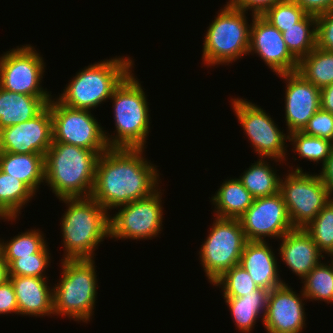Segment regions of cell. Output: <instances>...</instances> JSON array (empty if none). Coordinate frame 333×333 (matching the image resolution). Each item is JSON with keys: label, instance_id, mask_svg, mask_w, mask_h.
<instances>
[{"label": "cell", "instance_id": "cell-1", "mask_svg": "<svg viewBox=\"0 0 333 333\" xmlns=\"http://www.w3.org/2000/svg\"><path fill=\"white\" fill-rule=\"evenodd\" d=\"M145 149L108 148L99 156L91 197L107 212L162 188L161 173L145 158Z\"/></svg>", "mask_w": 333, "mask_h": 333}, {"label": "cell", "instance_id": "cell-2", "mask_svg": "<svg viewBox=\"0 0 333 333\" xmlns=\"http://www.w3.org/2000/svg\"><path fill=\"white\" fill-rule=\"evenodd\" d=\"M59 201L67 206L60 219L64 247L61 260L94 259L99 244L110 238V212L91 196Z\"/></svg>", "mask_w": 333, "mask_h": 333}, {"label": "cell", "instance_id": "cell-3", "mask_svg": "<svg viewBox=\"0 0 333 333\" xmlns=\"http://www.w3.org/2000/svg\"><path fill=\"white\" fill-rule=\"evenodd\" d=\"M103 152L52 142L44 156L45 186L57 199L90 197L97 161Z\"/></svg>", "mask_w": 333, "mask_h": 333}, {"label": "cell", "instance_id": "cell-4", "mask_svg": "<svg viewBox=\"0 0 333 333\" xmlns=\"http://www.w3.org/2000/svg\"><path fill=\"white\" fill-rule=\"evenodd\" d=\"M132 70L114 89L112 101L115 131L104 129L109 148H146L150 132V108L146 92ZM140 82V83H139Z\"/></svg>", "mask_w": 333, "mask_h": 333}, {"label": "cell", "instance_id": "cell-5", "mask_svg": "<svg viewBox=\"0 0 333 333\" xmlns=\"http://www.w3.org/2000/svg\"><path fill=\"white\" fill-rule=\"evenodd\" d=\"M134 62L129 56L119 55L89 64L76 72L56 97L66 106L93 111L111 98L114 89L134 69Z\"/></svg>", "mask_w": 333, "mask_h": 333}, {"label": "cell", "instance_id": "cell-6", "mask_svg": "<svg viewBox=\"0 0 333 333\" xmlns=\"http://www.w3.org/2000/svg\"><path fill=\"white\" fill-rule=\"evenodd\" d=\"M94 260H61V277L53 286L54 316L78 323L92 321L100 287Z\"/></svg>", "mask_w": 333, "mask_h": 333}, {"label": "cell", "instance_id": "cell-7", "mask_svg": "<svg viewBox=\"0 0 333 333\" xmlns=\"http://www.w3.org/2000/svg\"><path fill=\"white\" fill-rule=\"evenodd\" d=\"M247 12L227 3L209 23L202 47V65H229L248 55L251 23Z\"/></svg>", "mask_w": 333, "mask_h": 333}, {"label": "cell", "instance_id": "cell-8", "mask_svg": "<svg viewBox=\"0 0 333 333\" xmlns=\"http://www.w3.org/2000/svg\"><path fill=\"white\" fill-rule=\"evenodd\" d=\"M215 218L198 250L199 262L212 285L226 271L240 263L248 240L239 219Z\"/></svg>", "mask_w": 333, "mask_h": 333}, {"label": "cell", "instance_id": "cell-9", "mask_svg": "<svg viewBox=\"0 0 333 333\" xmlns=\"http://www.w3.org/2000/svg\"><path fill=\"white\" fill-rule=\"evenodd\" d=\"M289 165L281 176L280 194L283 197L293 228H305L331 199L319 174L303 172L302 167Z\"/></svg>", "mask_w": 333, "mask_h": 333}, {"label": "cell", "instance_id": "cell-10", "mask_svg": "<svg viewBox=\"0 0 333 333\" xmlns=\"http://www.w3.org/2000/svg\"><path fill=\"white\" fill-rule=\"evenodd\" d=\"M232 110L240 123L250 147L259 158H273L284 162L288 160L286 142L289 133L279 128L271 115L250 100L243 97L230 98ZM286 144V145H285Z\"/></svg>", "mask_w": 333, "mask_h": 333}, {"label": "cell", "instance_id": "cell-11", "mask_svg": "<svg viewBox=\"0 0 333 333\" xmlns=\"http://www.w3.org/2000/svg\"><path fill=\"white\" fill-rule=\"evenodd\" d=\"M159 188L151 196L115 208L118 212L109 216L110 239L152 240L160 237L163 229L164 208Z\"/></svg>", "mask_w": 333, "mask_h": 333}, {"label": "cell", "instance_id": "cell-12", "mask_svg": "<svg viewBox=\"0 0 333 333\" xmlns=\"http://www.w3.org/2000/svg\"><path fill=\"white\" fill-rule=\"evenodd\" d=\"M47 105L52 117L53 142L71 144L92 151H106L109 148L104 127L92 111L66 106L56 97H52Z\"/></svg>", "mask_w": 333, "mask_h": 333}, {"label": "cell", "instance_id": "cell-13", "mask_svg": "<svg viewBox=\"0 0 333 333\" xmlns=\"http://www.w3.org/2000/svg\"><path fill=\"white\" fill-rule=\"evenodd\" d=\"M45 61L31 44H23L0 55V87L31 96H53L41 84Z\"/></svg>", "mask_w": 333, "mask_h": 333}, {"label": "cell", "instance_id": "cell-14", "mask_svg": "<svg viewBox=\"0 0 333 333\" xmlns=\"http://www.w3.org/2000/svg\"><path fill=\"white\" fill-rule=\"evenodd\" d=\"M238 219L248 241H267L268 238L278 241L294 229L280 192L254 198L253 204Z\"/></svg>", "mask_w": 333, "mask_h": 333}, {"label": "cell", "instance_id": "cell-15", "mask_svg": "<svg viewBox=\"0 0 333 333\" xmlns=\"http://www.w3.org/2000/svg\"><path fill=\"white\" fill-rule=\"evenodd\" d=\"M250 15L248 56L258 55L275 75L297 71L298 60L287 49L282 33L262 15Z\"/></svg>", "mask_w": 333, "mask_h": 333}, {"label": "cell", "instance_id": "cell-16", "mask_svg": "<svg viewBox=\"0 0 333 333\" xmlns=\"http://www.w3.org/2000/svg\"><path fill=\"white\" fill-rule=\"evenodd\" d=\"M52 142V117L48 105L34 118L0 130L2 152L45 156Z\"/></svg>", "mask_w": 333, "mask_h": 333}, {"label": "cell", "instance_id": "cell-17", "mask_svg": "<svg viewBox=\"0 0 333 333\" xmlns=\"http://www.w3.org/2000/svg\"><path fill=\"white\" fill-rule=\"evenodd\" d=\"M293 289L286 283L269 292L263 321L267 333H302L306 327L307 299Z\"/></svg>", "mask_w": 333, "mask_h": 333}, {"label": "cell", "instance_id": "cell-18", "mask_svg": "<svg viewBox=\"0 0 333 333\" xmlns=\"http://www.w3.org/2000/svg\"><path fill=\"white\" fill-rule=\"evenodd\" d=\"M285 83L284 111L287 133L302 131L320 109V89L297 71L277 75Z\"/></svg>", "mask_w": 333, "mask_h": 333}, {"label": "cell", "instance_id": "cell-19", "mask_svg": "<svg viewBox=\"0 0 333 333\" xmlns=\"http://www.w3.org/2000/svg\"><path fill=\"white\" fill-rule=\"evenodd\" d=\"M279 240L280 259L301 281L322 259H326L304 228H294Z\"/></svg>", "mask_w": 333, "mask_h": 333}, {"label": "cell", "instance_id": "cell-20", "mask_svg": "<svg viewBox=\"0 0 333 333\" xmlns=\"http://www.w3.org/2000/svg\"><path fill=\"white\" fill-rule=\"evenodd\" d=\"M8 276L16 295L19 315L41 318L54 316L53 288L48 285L49 277Z\"/></svg>", "mask_w": 333, "mask_h": 333}, {"label": "cell", "instance_id": "cell-21", "mask_svg": "<svg viewBox=\"0 0 333 333\" xmlns=\"http://www.w3.org/2000/svg\"><path fill=\"white\" fill-rule=\"evenodd\" d=\"M269 241H248L242 252L240 263L259 288L269 291L286 284L280 277L277 260Z\"/></svg>", "mask_w": 333, "mask_h": 333}, {"label": "cell", "instance_id": "cell-22", "mask_svg": "<svg viewBox=\"0 0 333 333\" xmlns=\"http://www.w3.org/2000/svg\"><path fill=\"white\" fill-rule=\"evenodd\" d=\"M54 96H31L0 87V130L38 115Z\"/></svg>", "mask_w": 333, "mask_h": 333}, {"label": "cell", "instance_id": "cell-23", "mask_svg": "<svg viewBox=\"0 0 333 333\" xmlns=\"http://www.w3.org/2000/svg\"><path fill=\"white\" fill-rule=\"evenodd\" d=\"M269 292L266 288H258L245 296L223 297L239 332L252 333L259 319L263 324Z\"/></svg>", "mask_w": 333, "mask_h": 333}, {"label": "cell", "instance_id": "cell-24", "mask_svg": "<svg viewBox=\"0 0 333 333\" xmlns=\"http://www.w3.org/2000/svg\"><path fill=\"white\" fill-rule=\"evenodd\" d=\"M0 169L25 183L35 194L45 184L44 155L0 151Z\"/></svg>", "mask_w": 333, "mask_h": 333}, {"label": "cell", "instance_id": "cell-25", "mask_svg": "<svg viewBox=\"0 0 333 333\" xmlns=\"http://www.w3.org/2000/svg\"><path fill=\"white\" fill-rule=\"evenodd\" d=\"M254 197L238 178L225 179L211 197L214 215L220 218L238 219L253 204Z\"/></svg>", "mask_w": 333, "mask_h": 333}, {"label": "cell", "instance_id": "cell-26", "mask_svg": "<svg viewBox=\"0 0 333 333\" xmlns=\"http://www.w3.org/2000/svg\"><path fill=\"white\" fill-rule=\"evenodd\" d=\"M269 161H273V166ZM270 163V164H269ZM285 163L273 158H260L241 173L238 179L254 198L274 195L280 190L281 177L274 164Z\"/></svg>", "mask_w": 333, "mask_h": 333}, {"label": "cell", "instance_id": "cell-27", "mask_svg": "<svg viewBox=\"0 0 333 333\" xmlns=\"http://www.w3.org/2000/svg\"><path fill=\"white\" fill-rule=\"evenodd\" d=\"M297 72L322 89L333 83V53L317 46L298 61Z\"/></svg>", "mask_w": 333, "mask_h": 333}, {"label": "cell", "instance_id": "cell-28", "mask_svg": "<svg viewBox=\"0 0 333 333\" xmlns=\"http://www.w3.org/2000/svg\"><path fill=\"white\" fill-rule=\"evenodd\" d=\"M287 49L299 61L316 47L317 18L307 14L300 22L282 32Z\"/></svg>", "mask_w": 333, "mask_h": 333}, {"label": "cell", "instance_id": "cell-29", "mask_svg": "<svg viewBox=\"0 0 333 333\" xmlns=\"http://www.w3.org/2000/svg\"><path fill=\"white\" fill-rule=\"evenodd\" d=\"M40 229H28L6 241L0 238V252L9 266L15 259L39 253L48 243Z\"/></svg>", "mask_w": 333, "mask_h": 333}, {"label": "cell", "instance_id": "cell-30", "mask_svg": "<svg viewBox=\"0 0 333 333\" xmlns=\"http://www.w3.org/2000/svg\"><path fill=\"white\" fill-rule=\"evenodd\" d=\"M322 261L302 280V293L309 301L331 304L333 300V271L331 264Z\"/></svg>", "mask_w": 333, "mask_h": 333}, {"label": "cell", "instance_id": "cell-31", "mask_svg": "<svg viewBox=\"0 0 333 333\" xmlns=\"http://www.w3.org/2000/svg\"><path fill=\"white\" fill-rule=\"evenodd\" d=\"M36 194L22 181L0 169V203L19 218L21 210L32 201ZM20 214V215H19Z\"/></svg>", "mask_w": 333, "mask_h": 333}, {"label": "cell", "instance_id": "cell-32", "mask_svg": "<svg viewBox=\"0 0 333 333\" xmlns=\"http://www.w3.org/2000/svg\"><path fill=\"white\" fill-rule=\"evenodd\" d=\"M288 142L292 145V151L297 153L299 159L314 162L316 165L322 163L321 167L326 163L333 149V142L307 135L302 131L289 133Z\"/></svg>", "mask_w": 333, "mask_h": 333}, {"label": "cell", "instance_id": "cell-33", "mask_svg": "<svg viewBox=\"0 0 333 333\" xmlns=\"http://www.w3.org/2000/svg\"><path fill=\"white\" fill-rule=\"evenodd\" d=\"M304 230L325 256L333 254V199L328 201Z\"/></svg>", "mask_w": 333, "mask_h": 333}, {"label": "cell", "instance_id": "cell-34", "mask_svg": "<svg viewBox=\"0 0 333 333\" xmlns=\"http://www.w3.org/2000/svg\"><path fill=\"white\" fill-rule=\"evenodd\" d=\"M212 285L221 288L223 297H241L259 288L239 264L226 271Z\"/></svg>", "mask_w": 333, "mask_h": 333}, {"label": "cell", "instance_id": "cell-35", "mask_svg": "<svg viewBox=\"0 0 333 333\" xmlns=\"http://www.w3.org/2000/svg\"><path fill=\"white\" fill-rule=\"evenodd\" d=\"M49 249L46 245L39 253L15 259L8 266V275L47 277L46 270L52 261Z\"/></svg>", "mask_w": 333, "mask_h": 333}, {"label": "cell", "instance_id": "cell-36", "mask_svg": "<svg viewBox=\"0 0 333 333\" xmlns=\"http://www.w3.org/2000/svg\"><path fill=\"white\" fill-rule=\"evenodd\" d=\"M306 15L307 13L293 0H281L262 16L282 33L300 22Z\"/></svg>", "mask_w": 333, "mask_h": 333}, {"label": "cell", "instance_id": "cell-37", "mask_svg": "<svg viewBox=\"0 0 333 333\" xmlns=\"http://www.w3.org/2000/svg\"><path fill=\"white\" fill-rule=\"evenodd\" d=\"M302 132L333 142V114L320 108L309 119Z\"/></svg>", "mask_w": 333, "mask_h": 333}, {"label": "cell", "instance_id": "cell-38", "mask_svg": "<svg viewBox=\"0 0 333 333\" xmlns=\"http://www.w3.org/2000/svg\"><path fill=\"white\" fill-rule=\"evenodd\" d=\"M316 18V46L333 53V9L316 16Z\"/></svg>", "mask_w": 333, "mask_h": 333}, {"label": "cell", "instance_id": "cell-39", "mask_svg": "<svg viewBox=\"0 0 333 333\" xmlns=\"http://www.w3.org/2000/svg\"><path fill=\"white\" fill-rule=\"evenodd\" d=\"M19 315L18 303L13 285L9 279L0 284V315Z\"/></svg>", "mask_w": 333, "mask_h": 333}, {"label": "cell", "instance_id": "cell-40", "mask_svg": "<svg viewBox=\"0 0 333 333\" xmlns=\"http://www.w3.org/2000/svg\"><path fill=\"white\" fill-rule=\"evenodd\" d=\"M281 0H228L226 3L253 15H263L269 8Z\"/></svg>", "mask_w": 333, "mask_h": 333}, {"label": "cell", "instance_id": "cell-41", "mask_svg": "<svg viewBox=\"0 0 333 333\" xmlns=\"http://www.w3.org/2000/svg\"><path fill=\"white\" fill-rule=\"evenodd\" d=\"M307 14L318 16L333 9V0H293Z\"/></svg>", "mask_w": 333, "mask_h": 333}, {"label": "cell", "instance_id": "cell-42", "mask_svg": "<svg viewBox=\"0 0 333 333\" xmlns=\"http://www.w3.org/2000/svg\"><path fill=\"white\" fill-rule=\"evenodd\" d=\"M319 175L331 199H333V149L328 156L326 163L320 168Z\"/></svg>", "mask_w": 333, "mask_h": 333}, {"label": "cell", "instance_id": "cell-43", "mask_svg": "<svg viewBox=\"0 0 333 333\" xmlns=\"http://www.w3.org/2000/svg\"><path fill=\"white\" fill-rule=\"evenodd\" d=\"M320 108L333 114V83L320 89Z\"/></svg>", "mask_w": 333, "mask_h": 333}, {"label": "cell", "instance_id": "cell-44", "mask_svg": "<svg viewBox=\"0 0 333 333\" xmlns=\"http://www.w3.org/2000/svg\"><path fill=\"white\" fill-rule=\"evenodd\" d=\"M8 278V265L0 252V284L4 283Z\"/></svg>", "mask_w": 333, "mask_h": 333}, {"label": "cell", "instance_id": "cell-45", "mask_svg": "<svg viewBox=\"0 0 333 333\" xmlns=\"http://www.w3.org/2000/svg\"><path fill=\"white\" fill-rule=\"evenodd\" d=\"M18 218H15L10 211L2 204L0 203V220L2 221H11L13 224L14 221H17ZM13 221V222H12Z\"/></svg>", "mask_w": 333, "mask_h": 333}, {"label": "cell", "instance_id": "cell-46", "mask_svg": "<svg viewBox=\"0 0 333 333\" xmlns=\"http://www.w3.org/2000/svg\"><path fill=\"white\" fill-rule=\"evenodd\" d=\"M328 257H330V259L328 260V262L331 264V267H332V271H333V254L332 255H328L327 257H325V258H328Z\"/></svg>", "mask_w": 333, "mask_h": 333}]
</instances>
